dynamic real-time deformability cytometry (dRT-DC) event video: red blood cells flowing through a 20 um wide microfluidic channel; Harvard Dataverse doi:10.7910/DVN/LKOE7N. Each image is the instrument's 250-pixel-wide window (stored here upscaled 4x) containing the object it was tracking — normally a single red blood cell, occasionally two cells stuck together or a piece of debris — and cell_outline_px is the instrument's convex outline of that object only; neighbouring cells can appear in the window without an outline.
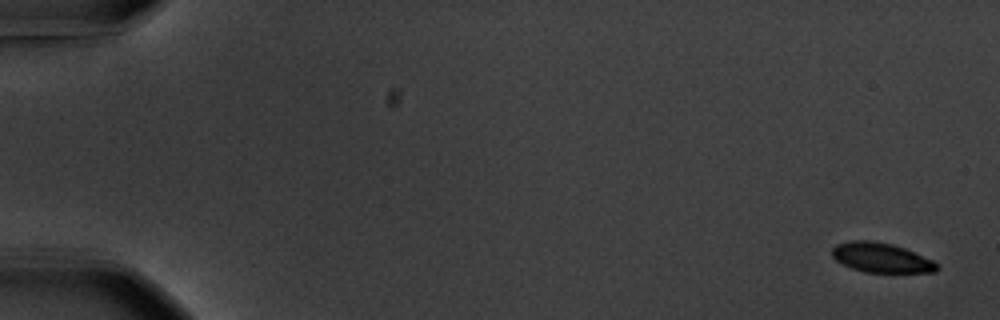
{"species": "common noctule bat (a hibernating species)", "species_latin": "Nyctalus noctula", "temperature_condition": "warm", "stored_images_in_passage": 56, "camera_frame_rate_fps": 3000, "um_per_image_px": 0.085, "animal": {"sex": "male", "body_mass_g": 20.1, "forearm_length_mm": 53.5}, "frame": {"image": 1, "passage_image": 1, "time_ms": 0.0, "image_size_px": [1000, 320], "cell_outline_px": [[940, 268], [936, 272], [864, 272], [852, 268], [836, 260], [832, 256], [832, 248], [836, 244], [852, 240], [872, 240], [892, 244], [904, 248], [932, 260]], "centroid_in_image_um": [74.89, 21.89], "position_along_channel_um": 10.1, "area_um2": 17.98}}
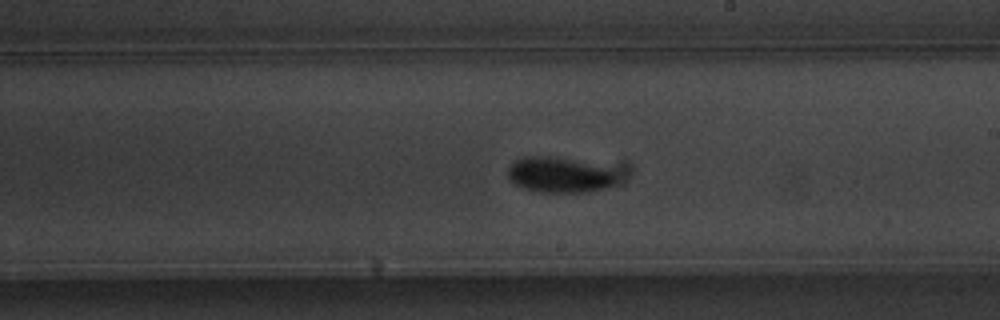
{"frame": {"image": 2, "passage_image": 33, "time_ms": 10.667, "image_size_px": [1000, 320], "cell_outline_px": [[616, 180], [608, 188], [588, 192], [540, 192], [524, 188], [512, 184], [508, 180], [508, 168], [516, 160], [528, 156], [556, 156], [608, 168], [616, 176]], "centroid_in_image_um": [47.51, 14.88], "position_along_channel_um": 241.5, "area_um2": 22.48}}
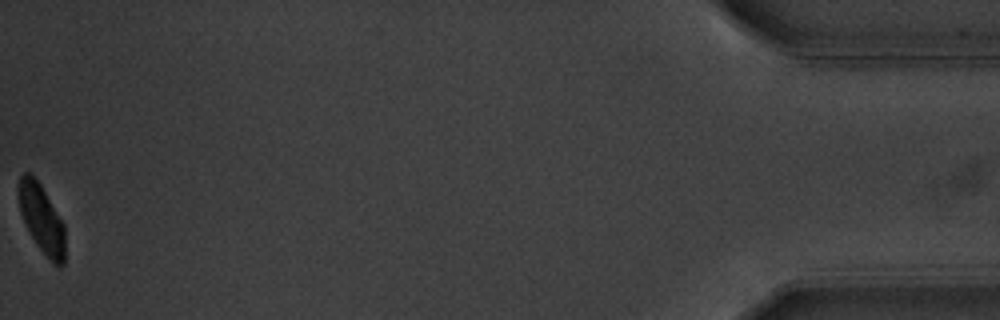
{"frame": {"image": 3, "passage_image": 56, "time_ms": 18.333, "image_size_px": [1000, 320], "cell_outline_px": [[64, 264], [60, 268], [36, 244], [24, 224], [20, 212], [20, 176], [24, 172], [28, 172], [40, 184], [64, 224]], "centroid_in_image_um": [3.55, 18.62], "position_along_channel_um": 431.7, "area_um2": 17.86}, "authors_computed_cell_mechanics": {"area_um2": 20.2878, "velocity_mm_per_s": 3.6445, "shape_relaxation_time_tau1_ms": 2.0384, "shape_relaxation_time_tau2_ms": null, "deformation_change_tau1": 0.1132, "deformation_change_tau2": null}}